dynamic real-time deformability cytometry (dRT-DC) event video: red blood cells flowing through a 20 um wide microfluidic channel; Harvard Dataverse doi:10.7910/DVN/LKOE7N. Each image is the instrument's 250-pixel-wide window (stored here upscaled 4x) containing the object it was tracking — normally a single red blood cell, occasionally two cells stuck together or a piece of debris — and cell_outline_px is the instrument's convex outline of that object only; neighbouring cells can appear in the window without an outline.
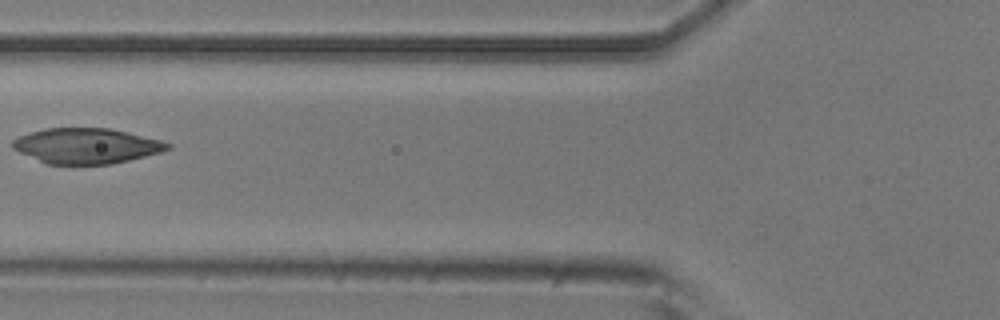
{"species": "common noctule bat (a hibernating species)", "species_latin": "Nyctalus noctula", "temperature_condition": "room temperature", "stored_images_in_passage": 6, "camera_frame_rate_fps": 3000, "um_per_image_px": 0.085, "animal": {"sex": "male", "body_mass_g": 20.5, "forearm_length_mm": 52.5}, "frame": {"image": 1, "passage_image": 5, "time_ms": 4.667, "image_size_px": [1000, 320], "cell_outline_px": [[172, 148], [160, 152], [112, 164], [48, 164], [20, 152], [12, 148], [12, 140], [20, 136], [44, 128], [112, 128], [160, 140], [172, 144]], "centroid_in_image_um": [7.36, 12.39], "position_along_channel_um": 118.4, "area_um2": 31.73}}
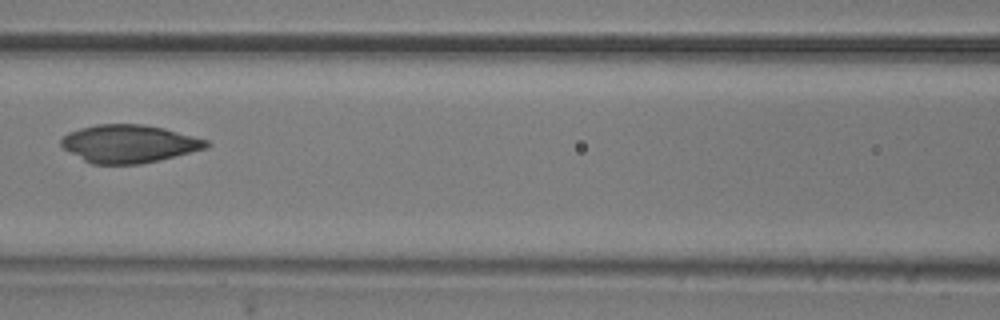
{"frame": {"image": 2, "passage_image": 6, "time_ms": 5.667, "image_size_px": [1000, 320], "cell_outline_px": [[212, 144], [208, 148], [160, 160], [140, 164], [92, 164], [84, 160], [64, 148], [60, 144], [60, 140], [68, 132], [80, 128], [96, 124], [144, 124], [164, 128], [208, 140]], "centroid_in_image_um": [11.0, 12.21], "position_along_channel_um": 155.6, "area_um2": 32.14}}